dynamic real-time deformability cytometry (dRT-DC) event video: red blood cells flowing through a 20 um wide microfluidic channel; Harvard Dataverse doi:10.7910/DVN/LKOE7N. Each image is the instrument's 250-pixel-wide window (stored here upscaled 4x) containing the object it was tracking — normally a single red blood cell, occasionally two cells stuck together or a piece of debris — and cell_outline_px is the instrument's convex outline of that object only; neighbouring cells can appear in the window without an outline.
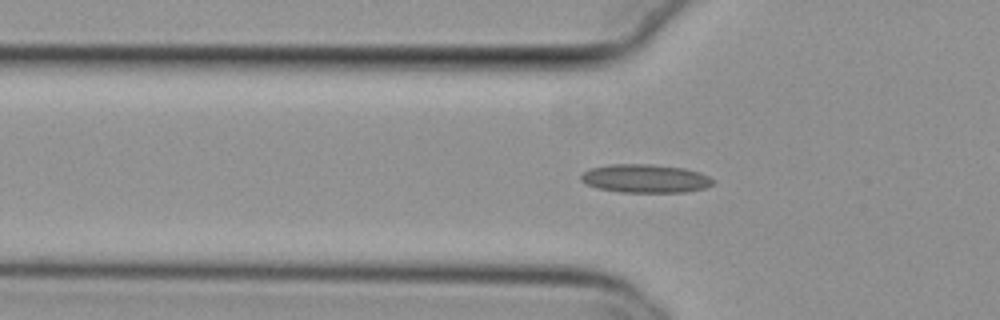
{"species": "common noctule bat (a hibernating species)", "species_latin": "Nyctalus noctula", "temperature_condition": "cold", "stored_images_in_passage": 31, "camera_frame_rate_fps": 3000, "um_per_image_px": 0.085, "animal": {"sex": "female", "body_mass_g": 29.2, "forearm_length_mm": 56.3}, "frame": {"image": 1, "passage_image": 2, "time_ms": 0.333, "image_size_px": [1000, 320], "cell_outline_px": [[716, 184], [704, 188], [684, 192], [620, 192], [600, 188], [588, 184], [580, 180], [580, 176], [584, 172], [592, 168], [612, 164], [652, 164], [684, 168], [700, 172], [716, 180]], "centroid_in_image_um": [54.92, 15.17], "position_along_channel_um": 70.9, "area_um2": 21.85}}
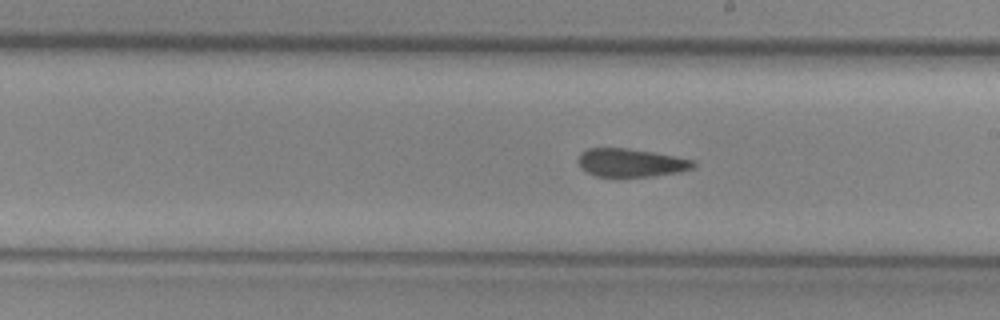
{"frame": {"image": 2, "passage_image": 15, "time_ms": 4.667, "image_size_px": [1000, 320], "cell_outline_px": [[696, 168], [680, 172], [652, 176], [596, 176], [580, 168], [576, 160], [580, 152], [588, 148], [628, 148], [652, 152], [696, 160]], "centroid_in_image_um": [53.63, 13.82], "position_along_channel_um": 235.4, "area_um2": 19.13}}
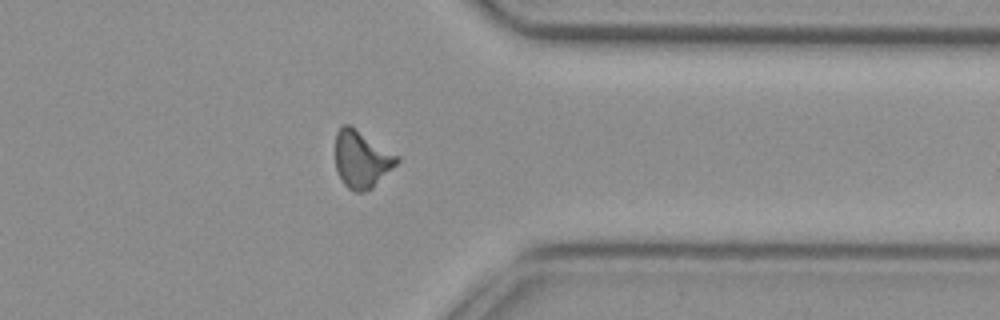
{"frame": {"image": 3, "passage_image": 27, "time_ms": 8.667, "image_size_px": [1000, 320], "cell_outline_px": [[400, 160], [372, 188], [364, 192], [356, 192], [348, 188], [344, 184], [336, 168], [336, 132], [344, 124], [348, 124], [400, 156]], "centroid_in_image_um": [30.74, 13.54], "position_along_channel_um": 380.7, "area_um2": 20.23}}